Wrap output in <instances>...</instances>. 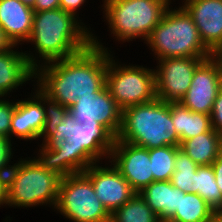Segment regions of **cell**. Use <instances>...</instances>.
Wrapping results in <instances>:
<instances>
[{"mask_svg": "<svg viewBox=\"0 0 222 222\" xmlns=\"http://www.w3.org/2000/svg\"><path fill=\"white\" fill-rule=\"evenodd\" d=\"M221 88V66L212 55L196 68L190 88L179 102L192 112L211 115L214 101Z\"/></svg>", "mask_w": 222, "mask_h": 222, "instance_id": "obj_11", "label": "cell"}, {"mask_svg": "<svg viewBox=\"0 0 222 222\" xmlns=\"http://www.w3.org/2000/svg\"><path fill=\"white\" fill-rule=\"evenodd\" d=\"M70 222H110L111 214L96 196L84 173L61 178L54 211Z\"/></svg>", "mask_w": 222, "mask_h": 222, "instance_id": "obj_9", "label": "cell"}, {"mask_svg": "<svg viewBox=\"0 0 222 222\" xmlns=\"http://www.w3.org/2000/svg\"><path fill=\"white\" fill-rule=\"evenodd\" d=\"M115 140L102 124L78 123L68 112L44 144L35 142L38 147L32 155L43 168L64 178L83 173L94 163L108 161Z\"/></svg>", "mask_w": 222, "mask_h": 222, "instance_id": "obj_1", "label": "cell"}, {"mask_svg": "<svg viewBox=\"0 0 222 222\" xmlns=\"http://www.w3.org/2000/svg\"><path fill=\"white\" fill-rule=\"evenodd\" d=\"M180 146H163L149 149L153 181H170L175 172L174 164Z\"/></svg>", "mask_w": 222, "mask_h": 222, "instance_id": "obj_25", "label": "cell"}, {"mask_svg": "<svg viewBox=\"0 0 222 222\" xmlns=\"http://www.w3.org/2000/svg\"><path fill=\"white\" fill-rule=\"evenodd\" d=\"M114 52L108 51L106 87L118 107L147 103L156 98L154 67L119 61Z\"/></svg>", "mask_w": 222, "mask_h": 222, "instance_id": "obj_8", "label": "cell"}, {"mask_svg": "<svg viewBox=\"0 0 222 222\" xmlns=\"http://www.w3.org/2000/svg\"><path fill=\"white\" fill-rule=\"evenodd\" d=\"M212 128L222 135V88L220 89L211 113Z\"/></svg>", "mask_w": 222, "mask_h": 222, "instance_id": "obj_30", "label": "cell"}, {"mask_svg": "<svg viewBox=\"0 0 222 222\" xmlns=\"http://www.w3.org/2000/svg\"><path fill=\"white\" fill-rule=\"evenodd\" d=\"M159 222H173L171 220H160Z\"/></svg>", "mask_w": 222, "mask_h": 222, "instance_id": "obj_40", "label": "cell"}, {"mask_svg": "<svg viewBox=\"0 0 222 222\" xmlns=\"http://www.w3.org/2000/svg\"><path fill=\"white\" fill-rule=\"evenodd\" d=\"M15 144L17 143H13L8 138L0 137V175H8L15 162V157H13L16 153Z\"/></svg>", "mask_w": 222, "mask_h": 222, "instance_id": "obj_29", "label": "cell"}, {"mask_svg": "<svg viewBox=\"0 0 222 222\" xmlns=\"http://www.w3.org/2000/svg\"><path fill=\"white\" fill-rule=\"evenodd\" d=\"M89 25L61 8L34 12L32 33L25 43L32 46L23 49L28 62L36 70L85 51L92 45L94 30Z\"/></svg>", "mask_w": 222, "mask_h": 222, "instance_id": "obj_3", "label": "cell"}, {"mask_svg": "<svg viewBox=\"0 0 222 222\" xmlns=\"http://www.w3.org/2000/svg\"><path fill=\"white\" fill-rule=\"evenodd\" d=\"M117 140L149 149L180 146L171 116V102L159 98L122 110Z\"/></svg>", "mask_w": 222, "mask_h": 222, "instance_id": "obj_4", "label": "cell"}, {"mask_svg": "<svg viewBox=\"0 0 222 222\" xmlns=\"http://www.w3.org/2000/svg\"><path fill=\"white\" fill-rule=\"evenodd\" d=\"M42 105L45 112V124L44 128L39 136L38 142L44 144L55 132L57 126H59L66 114L68 108L50 99L47 95L42 92ZM42 139V140H40ZM42 141V142H41Z\"/></svg>", "mask_w": 222, "mask_h": 222, "instance_id": "obj_27", "label": "cell"}, {"mask_svg": "<svg viewBox=\"0 0 222 222\" xmlns=\"http://www.w3.org/2000/svg\"><path fill=\"white\" fill-rule=\"evenodd\" d=\"M33 8L18 0H0V26L13 45L20 47L30 38Z\"/></svg>", "mask_w": 222, "mask_h": 222, "instance_id": "obj_18", "label": "cell"}, {"mask_svg": "<svg viewBox=\"0 0 222 222\" xmlns=\"http://www.w3.org/2000/svg\"><path fill=\"white\" fill-rule=\"evenodd\" d=\"M88 2L89 0H60V8L64 11L72 13L86 25L79 14L81 13V9H83L85 5H88L86 4Z\"/></svg>", "mask_w": 222, "mask_h": 222, "instance_id": "obj_31", "label": "cell"}, {"mask_svg": "<svg viewBox=\"0 0 222 222\" xmlns=\"http://www.w3.org/2000/svg\"><path fill=\"white\" fill-rule=\"evenodd\" d=\"M159 217L145 202V199L136 193L123 206L111 214L110 222H159Z\"/></svg>", "mask_w": 222, "mask_h": 222, "instance_id": "obj_24", "label": "cell"}, {"mask_svg": "<svg viewBox=\"0 0 222 222\" xmlns=\"http://www.w3.org/2000/svg\"><path fill=\"white\" fill-rule=\"evenodd\" d=\"M109 160L139 193L153 182L149 150L128 142L115 140Z\"/></svg>", "mask_w": 222, "mask_h": 222, "instance_id": "obj_14", "label": "cell"}, {"mask_svg": "<svg viewBox=\"0 0 222 222\" xmlns=\"http://www.w3.org/2000/svg\"><path fill=\"white\" fill-rule=\"evenodd\" d=\"M0 97V137L10 140L11 119L14 113L15 97Z\"/></svg>", "mask_w": 222, "mask_h": 222, "instance_id": "obj_28", "label": "cell"}, {"mask_svg": "<svg viewBox=\"0 0 222 222\" xmlns=\"http://www.w3.org/2000/svg\"><path fill=\"white\" fill-rule=\"evenodd\" d=\"M207 222H222V212H215Z\"/></svg>", "mask_w": 222, "mask_h": 222, "instance_id": "obj_36", "label": "cell"}, {"mask_svg": "<svg viewBox=\"0 0 222 222\" xmlns=\"http://www.w3.org/2000/svg\"><path fill=\"white\" fill-rule=\"evenodd\" d=\"M212 167L215 172V181L219 190L222 193V153L218 156V158L212 163Z\"/></svg>", "mask_w": 222, "mask_h": 222, "instance_id": "obj_33", "label": "cell"}, {"mask_svg": "<svg viewBox=\"0 0 222 222\" xmlns=\"http://www.w3.org/2000/svg\"><path fill=\"white\" fill-rule=\"evenodd\" d=\"M7 175H0V209L3 207L7 208Z\"/></svg>", "mask_w": 222, "mask_h": 222, "instance_id": "obj_34", "label": "cell"}, {"mask_svg": "<svg viewBox=\"0 0 222 222\" xmlns=\"http://www.w3.org/2000/svg\"><path fill=\"white\" fill-rule=\"evenodd\" d=\"M93 32L92 45L85 51L35 70V85L64 107L69 108L78 97L94 96L106 87L108 51L114 50Z\"/></svg>", "mask_w": 222, "mask_h": 222, "instance_id": "obj_2", "label": "cell"}, {"mask_svg": "<svg viewBox=\"0 0 222 222\" xmlns=\"http://www.w3.org/2000/svg\"><path fill=\"white\" fill-rule=\"evenodd\" d=\"M169 6L163 0H104L98 8L113 42L131 44L145 43Z\"/></svg>", "mask_w": 222, "mask_h": 222, "instance_id": "obj_7", "label": "cell"}, {"mask_svg": "<svg viewBox=\"0 0 222 222\" xmlns=\"http://www.w3.org/2000/svg\"><path fill=\"white\" fill-rule=\"evenodd\" d=\"M199 166L183 151L177 149L171 184L183 192H191L194 188L195 172Z\"/></svg>", "mask_w": 222, "mask_h": 222, "instance_id": "obj_26", "label": "cell"}, {"mask_svg": "<svg viewBox=\"0 0 222 222\" xmlns=\"http://www.w3.org/2000/svg\"><path fill=\"white\" fill-rule=\"evenodd\" d=\"M163 1H165L167 4H169V5H172L174 2V4H173V6L176 4V1H178L179 2V0H163ZM174 1V2H173ZM181 2H182V0H180Z\"/></svg>", "mask_w": 222, "mask_h": 222, "instance_id": "obj_39", "label": "cell"}, {"mask_svg": "<svg viewBox=\"0 0 222 222\" xmlns=\"http://www.w3.org/2000/svg\"><path fill=\"white\" fill-rule=\"evenodd\" d=\"M192 193L202 197L215 212H222V193L215 181L212 165L197 168Z\"/></svg>", "mask_w": 222, "mask_h": 222, "instance_id": "obj_23", "label": "cell"}, {"mask_svg": "<svg viewBox=\"0 0 222 222\" xmlns=\"http://www.w3.org/2000/svg\"><path fill=\"white\" fill-rule=\"evenodd\" d=\"M68 112L78 123L102 124L115 137L119 134L122 110L107 87L101 92H95L94 96L78 97Z\"/></svg>", "mask_w": 222, "mask_h": 222, "instance_id": "obj_13", "label": "cell"}, {"mask_svg": "<svg viewBox=\"0 0 222 222\" xmlns=\"http://www.w3.org/2000/svg\"><path fill=\"white\" fill-rule=\"evenodd\" d=\"M18 1H21L23 4H26L30 7H33V5L35 3V0H18Z\"/></svg>", "mask_w": 222, "mask_h": 222, "instance_id": "obj_38", "label": "cell"}, {"mask_svg": "<svg viewBox=\"0 0 222 222\" xmlns=\"http://www.w3.org/2000/svg\"><path fill=\"white\" fill-rule=\"evenodd\" d=\"M213 56L219 61V64L221 66V70H222V47L220 49H218Z\"/></svg>", "mask_w": 222, "mask_h": 222, "instance_id": "obj_37", "label": "cell"}, {"mask_svg": "<svg viewBox=\"0 0 222 222\" xmlns=\"http://www.w3.org/2000/svg\"><path fill=\"white\" fill-rule=\"evenodd\" d=\"M22 47L19 51V45H13L0 52V97L11 98L22 86L35 84V69L28 62Z\"/></svg>", "mask_w": 222, "mask_h": 222, "instance_id": "obj_17", "label": "cell"}, {"mask_svg": "<svg viewBox=\"0 0 222 222\" xmlns=\"http://www.w3.org/2000/svg\"><path fill=\"white\" fill-rule=\"evenodd\" d=\"M171 116L180 144L212 129L210 115L192 112L180 102H171Z\"/></svg>", "mask_w": 222, "mask_h": 222, "instance_id": "obj_21", "label": "cell"}, {"mask_svg": "<svg viewBox=\"0 0 222 222\" xmlns=\"http://www.w3.org/2000/svg\"><path fill=\"white\" fill-rule=\"evenodd\" d=\"M183 150L198 166H208L222 153V135L213 128L180 144Z\"/></svg>", "mask_w": 222, "mask_h": 222, "instance_id": "obj_20", "label": "cell"}, {"mask_svg": "<svg viewBox=\"0 0 222 222\" xmlns=\"http://www.w3.org/2000/svg\"><path fill=\"white\" fill-rule=\"evenodd\" d=\"M176 6L167 8L144 43L154 58L153 62L175 57H211L213 53L201 40L190 14L181 4Z\"/></svg>", "mask_w": 222, "mask_h": 222, "instance_id": "obj_5", "label": "cell"}, {"mask_svg": "<svg viewBox=\"0 0 222 222\" xmlns=\"http://www.w3.org/2000/svg\"><path fill=\"white\" fill-rule=\"evenodd\" d=\"M33 11L54 10L60 8V0H35Z\"/></svg>", "mask_w": 222, "mask_h": 222, "instance_id": "obj_32", "label": "cell"}, {"mask_svg": "<svg viewBox=\"0 0 222 222\" xmlns=\"http://www.w3.org/2000/svg\"><path fill=\"white\" fill-rule=\"evenodd\" d=\"M13 46L11 41L5 36L3 29L0 26V52L6 51Z\"/></svg>", "mask_w": 222, "mask_h": 222, "instance_id": "obj_35", "label": "cell"}, {"mask_svg": "<svg viewBox=\"0 0 222 222\" xmlns=\"http://www.w3.org/2000/svg\"><path fill=\"white\" fill-rule=\"evenodd\" d=\"M16 99L11 119L10 140L38 141L45 124V112L42 105V91L34 84L31 93Z\"/></svg>", "mask_w": 222, "mask_h": 222, "instance_id": "obj_15", "label": "cell"}, {"mask_svg": "<svg viewBox=\"0 0 222 222\" xmlns=\"http://www.w3.org/2000/svg\"><path fill=\"white\" fill-rule=\"evenodd\" d=\"M21 156L7 175V207L55 209L61 177L43 168L31 155ZM23 157V158H22ZM47 206V207H46Z\"/></svg>", "mask_w": 222, "mask_h": 222, "instance_id": "obj_6", "label": "cell"}, {"mask_svg": "<svg viewBox=\"0 0 222 222\" xmlns=\"http://www.w3.org/2000/svg\"><path fill=\"white\" fill-rule=\"evenodd\" d=\"M139 194L160 220H169L179 209L180 190L170 181H153Z\"/></svg>", "mask_w": 222, "mask_h": 222, "instance_id": "obj_19", "label": "cell"}, {"mask_svg": "<svg viewBox=\"0 0 222 222\" xmlns=\"http://www.w3.org/2000/svg\"><path fill=\"white\" fill-rule=\"evenodd\" d=\"M215 211L198 194L180 190L179 209L169 219L173 222H207Z\"/></svg>", "mask_w": 222, "mask_h": 222, "instance_id": "obj_22", "label": "cell"}, {"mask_svg": "<svg viewBox=\"0 0 222 222\" xmlns=\"http://www.w3.org/2000/svg\"><path fill=\"white\" fill-rule=\"evenodd\" d=\"M207 58L175 57L156 61V98L165 102H179L188 89L196 68Z\"/></svg>", "mask_w": 222, "mask_h": 222, "instance_id": "obj_10", "label": "cell"}, {"mask_svg": "<svg viewBox=\"0 0 222 222\" xmlns=\"http://www.w3.org/2000/svg\"><path fill=\"white\" fill-rule=\"evenodd\" d=\"M83 173L91 180L96 196L110 214L136 194L110 160L94 163Z\"/></svg>", "mask_w": 222, "mask_h": 222, "instance_id": "obj_12", "label": "cell"}, {"mask_svg": "<svg viewBox=\"0 0 222 222\" xmlns=\"http://www.w3.org/2000/svg\"><path fill=\"white\" fill-rule=\"evenodd\" d=\"M182 3V4H181ZM192 17L201 40L214 54L222 47V0H182Z\"/></svg>", "mask_w": 222, "mask_h": 222, "instance_id": "obj_16", "label": "cell"}]
</instances>
